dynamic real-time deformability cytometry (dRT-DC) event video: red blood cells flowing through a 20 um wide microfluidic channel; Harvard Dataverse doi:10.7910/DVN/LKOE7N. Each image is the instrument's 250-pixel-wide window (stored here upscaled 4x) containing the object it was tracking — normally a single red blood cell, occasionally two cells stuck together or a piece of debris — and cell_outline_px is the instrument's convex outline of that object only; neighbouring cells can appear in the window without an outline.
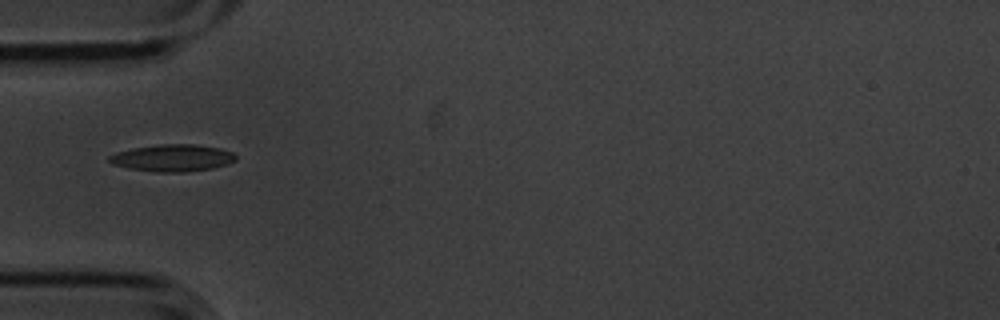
{"species": "common noctule bat (a hibernating species)", "species_latin": "Nyctalus noctula", "temperature_condition": "cold", "stored_images_in_passage": 3, "camera_frame_rate_fps": 3000, "um_per_image_px": 0.085, "animal": {"sex": "male", "body_mass_g": 20.1, "forearm_length_mm": 53.5}, "frame": {"image": 1, "passage_image": 1, "time_ms": 0.0, "image_size_px": [1000, 320], "cell_outline_px": [[236, 160], [228, 164], [212, 168], [184, 172], [156, 172], [128, 168], [112, 164], [108, 160], [108, 156], [116, 152], [132, 148], [156, 144], [192, 144], [220, 148], [232, 152], [236, 156]], "centroid_in_image_um": [14.64, 13.42], "position_along_channel_um": 70.4, "area_um2": 20.0}}
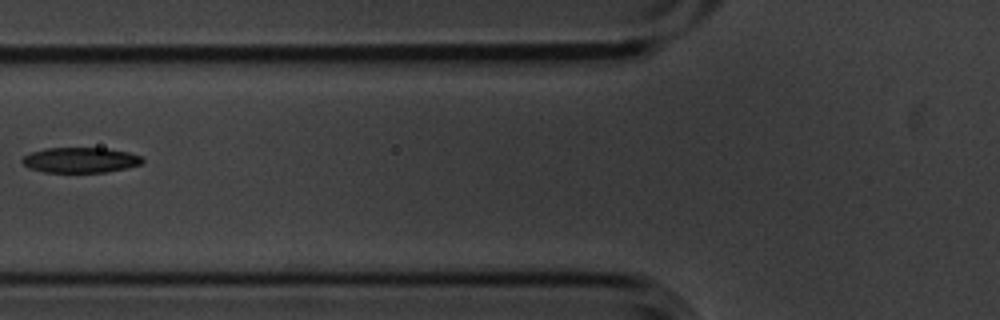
{"frame": {"image": 2, "passage_image": 2, "time_ms": 0.333, "image_size_px": [1000, 320], "cell_outline_px": [[144, 160], [140, 164], [124, 168], [104, 172], [44, 172], [28, 168], [20, 160], [24, 156], [32, 152], [48, 148], [108, 148], [128, 152], [144, 156]], "centroid_in_image_um": [6.84, 13.6], "position_along_channel_um": 119.0, "area_um2": 17.69}}
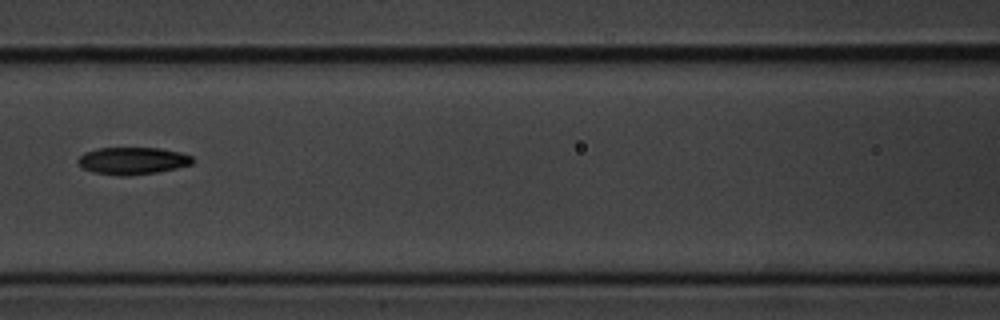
{"frame": {"image": 3, "passage_image": 3, "time_ms": 0.667, "image_size_px": [1000, 320], "cell_outline_px": [[192, 164], [176, 168], [156, 172], [128, 176], [120, 176], [96, 172], [84, 168], [76, 160], [84, 152], [100, 148], [160, 148], [180, 152], [192, 156]], "centroid_in_image_um": [11.28, 13.66], "position_along_channel_um": 155.3, "area_um2": 17.98}}